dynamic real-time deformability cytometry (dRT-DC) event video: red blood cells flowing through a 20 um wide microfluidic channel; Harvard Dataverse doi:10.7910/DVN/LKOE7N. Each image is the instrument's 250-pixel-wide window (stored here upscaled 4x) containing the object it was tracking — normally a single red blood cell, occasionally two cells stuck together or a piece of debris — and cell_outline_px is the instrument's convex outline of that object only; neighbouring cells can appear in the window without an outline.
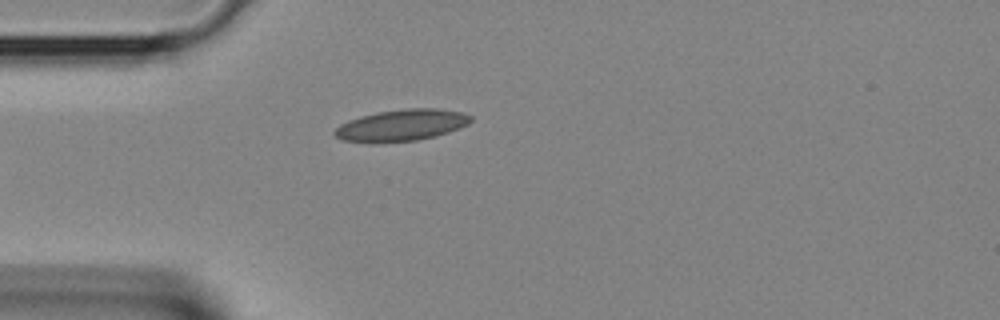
{"species": "Egyptian fruit bat (a non-hibernating species)", "species_latin": "Rousettus aegyptiacus", "temperature_condition": "room temperature", "stored_images_in_passage": 25, "camera_frame_rate_fps": 3000, "um_per_image_px": 0.085, "animal": {"sex": "female"}, "frame": {"image": 1, "passage_image": 1, "time_ms": 0.0, "image_size_px": [1000, 320], "cell_outline_px": [[472, 120], [468, 124], [460, 128], [436, 136], [416, 140], [340, 140], [332, 132], [340, 124], [348, 120], [360, 116], [376, 112], [404, 108], [436, 108], [464, 112], [472, 116]], "centroid_in_image_um": [34.2, 10.59], "position_along_channel_um": 50.8, "area_um2": 24.45}}
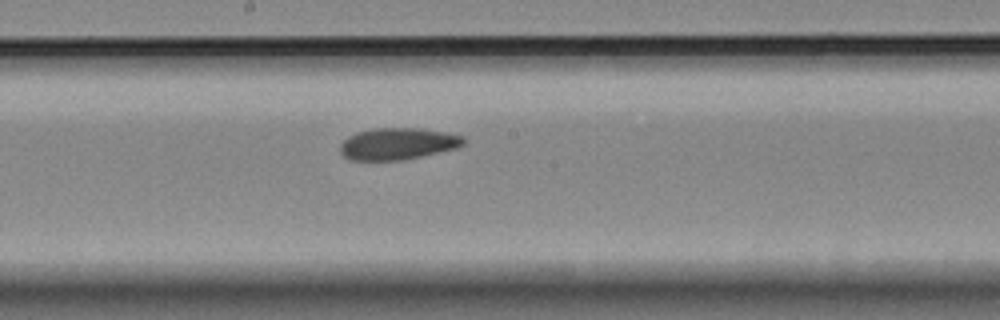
{"frame": {"image": 2, "passage_image": 11, "time_ms": 3.333, "image_size_px": [1000, 320], "cell_outline_px": [[464, 144], [456, 148], [404, 160], [348, 160], [340, 152], [340, 144], [348, 136], [356, 132], [372, 128], [420, 128], [444, 132], [464, 136]], "centroid_in_image_um": [33.77, 12.22], "position_along_channel_um": 214.4, "area_um2": 22.89}}
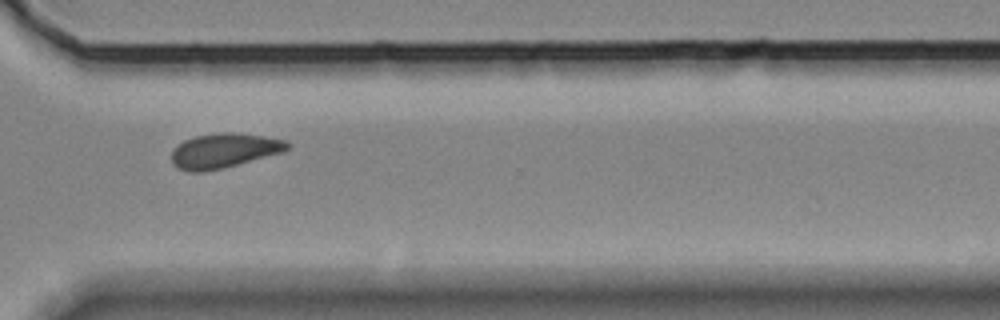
{"frame": {"image": 3, "passage_image": 19, "time_ms": 6.0, "image_size_px": [1000, 320], "cell_outline_px": [[292, 144], [284, 152], [224, 168], [204, 172], [192, 172], [176, 168], [172, 164], [172, 148], [184, 140], [196, 136], [220, 132], [232, 132], [260, 136], [284, 140]], "centroid_in_image_um": [19.01, 12.82], "position_along_channel_um": 351.6, "area_um2": 23.47}}